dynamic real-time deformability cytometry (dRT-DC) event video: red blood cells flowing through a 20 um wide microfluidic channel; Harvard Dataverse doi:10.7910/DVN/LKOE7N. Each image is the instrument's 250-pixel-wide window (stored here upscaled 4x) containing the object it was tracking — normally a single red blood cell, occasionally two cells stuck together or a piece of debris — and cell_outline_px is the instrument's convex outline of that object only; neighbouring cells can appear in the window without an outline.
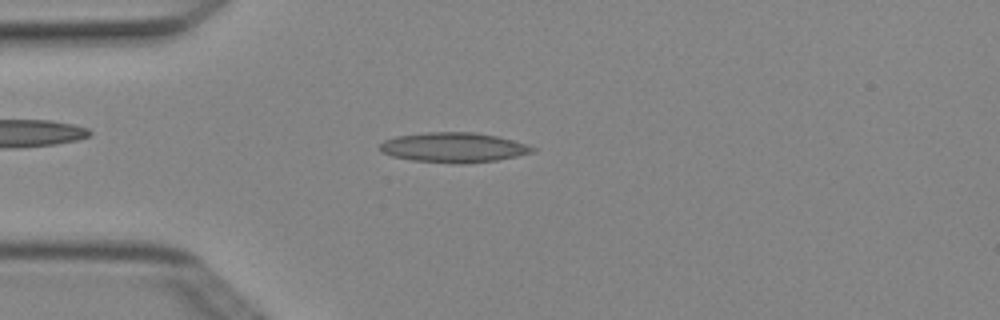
{"species": "Egyptian fruit bat (a non-hibernating species)", "species_latin": "Rousettus aegyptiacus", "temperature_condition": "cold", "stored_images_in_passage": 3, "camera_frame_rate_fps": 3000, "um_per_image_px": 0.085, "animal": {"sex": "female"}, "frame": {"image": 1, "passage_image": 3, "time_ms": 0.667, "image_size_px": [1000, 320], "cell_outline_px": [[536, 152], [496, 160], [464, 164], [452, 164], [412, 160], [392, 156], [380, 152], [380, 144], [384, 140], [396, 136], [424, 132], [476, 132], [496, 136], [528, 144], [536, 148]], "centroid_in_image_um": [38.56, 12.54], "position_along_channel_um": 46.4, "area_um2": 26.82}}